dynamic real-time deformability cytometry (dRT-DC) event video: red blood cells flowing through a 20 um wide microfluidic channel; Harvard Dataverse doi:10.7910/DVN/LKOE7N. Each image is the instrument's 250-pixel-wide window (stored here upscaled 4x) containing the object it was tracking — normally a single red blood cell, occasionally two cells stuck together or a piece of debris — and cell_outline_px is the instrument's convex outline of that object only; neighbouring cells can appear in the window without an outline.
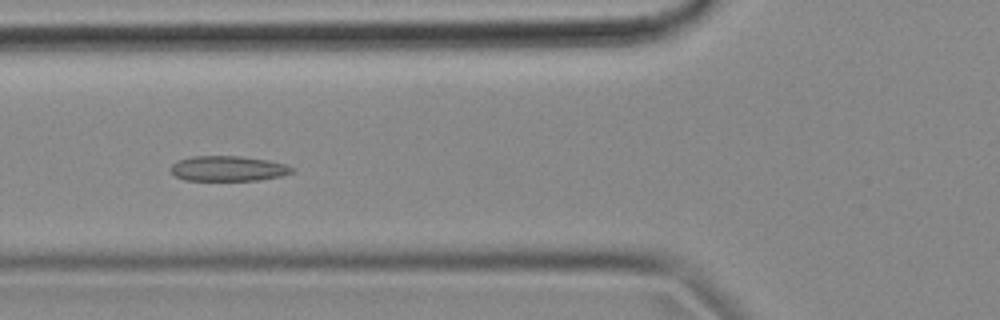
{"species": "common noctule bat (a hibernating species)", "species_latin": "Nyctalus noctula", "temperature_condition": "cold", "stored_images_in_passage": 55, "camera_frame_rate_fps": 3000, "um_per_image_px": 0.085, "animal": {"sex": "female", "body_mass_g": 18.4}, "frame": {"image": 1, "passage_image": 20, "time_ms": 6.333, "image_size_px": [1000, 320], "cell_outline_px": [[296, 168], [292, 172], [280, 176], [260, 180], [184, 180], [176, 176], [172, 172], [172, 164], [180, 160], [192, 156], [240, 156], [268, 160], [288, 164]], "centroid_in_image_um": [19.44, 14.32], "position_along_channel_um": 106.4, "area_um2": 17.74}}
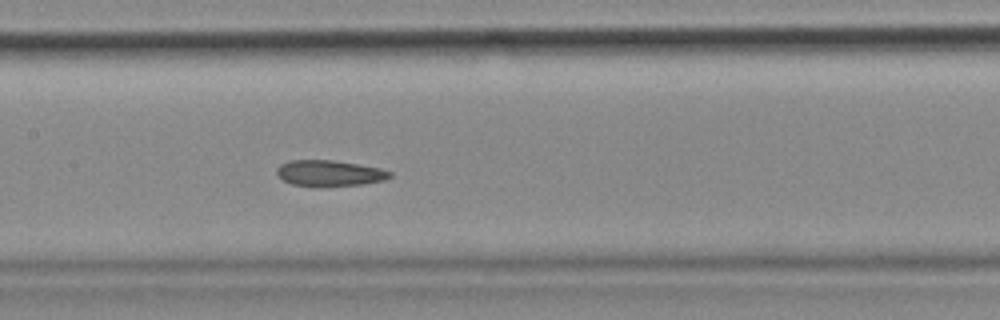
{"frame": {"image": 2, "passage_image": 26, "time_ms": 8.333, "image_size_px": [1000, 320], "cell_outline_px": [[392, 176], [384, 180], [364, 184], [292, 184], [284, 180], [276, 172], [276, 168], [280, 164], [288, 160], [332, 160], [380, 168], [392, 172]], "centroid_in_image_um": [28.02, 14.68], "position_along_channel_um": 179.4, "area_um2": 16.36}}
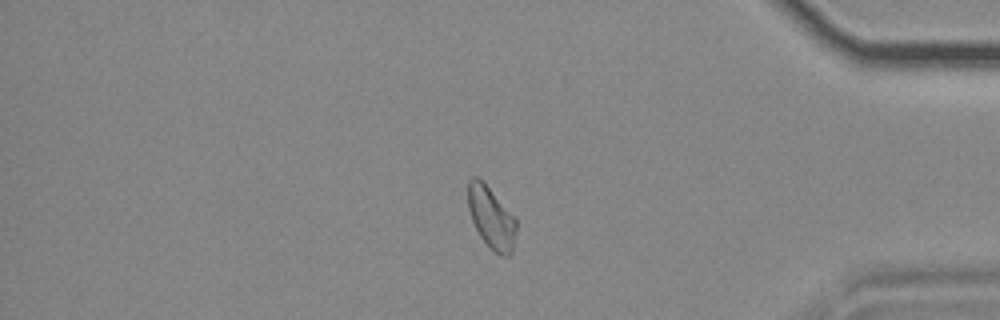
{"frame": {"image": 3, "passage_image": 46, "time_ms": 15.0, "image_size_px": [1000, 320], "cell_outline_px": [[516, 232], [512, 252], [508, 256], [500, 256], [480, 236], [472, 220], [468, 208], [468, 180], [472, 176], [476, 176], [516, 216]], "centroid_in_image_um": [41.77, 18.5], "position_along_channel_um": 393.4, "area_um2": 17.17}, "authors_computed_cell_mechanics": {"area_um2": 18.0336, "velocity_mm_per_s": 3.6441, "shape_relaxation_time_tau1_ms": null, "shape_relaxation_time_tau2_ms": 2.1173, "deformation_change_tau1": null, "deformation_change_tau2": 0.083}}